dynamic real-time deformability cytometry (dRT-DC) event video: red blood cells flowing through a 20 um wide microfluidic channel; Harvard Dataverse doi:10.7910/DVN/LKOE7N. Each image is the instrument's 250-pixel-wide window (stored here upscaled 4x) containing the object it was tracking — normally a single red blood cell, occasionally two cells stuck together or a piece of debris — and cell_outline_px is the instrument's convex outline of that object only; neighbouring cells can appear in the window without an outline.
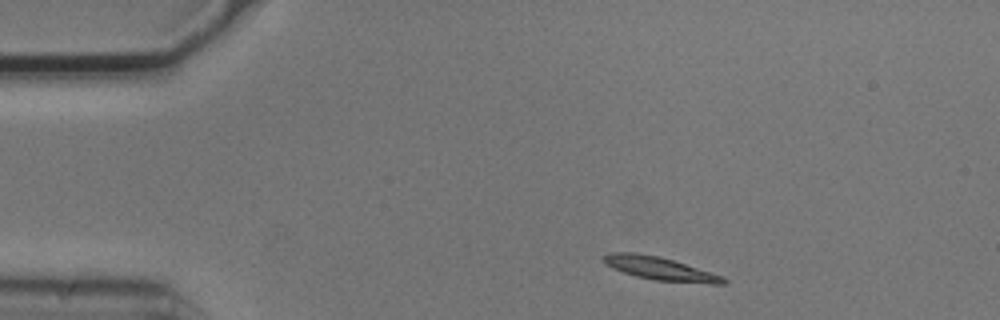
{"species": "common noctule bat (a hibernating species)", "species_latin": "Nyctalus noctula", "temperature_condition": "cold", "stored_images_in_passage": 40, "camera_frame_rate_fps": 3000, "um_per_image_px": 0.085, "animal": {"sex": "male", "body_mass_g": 20.5, "forearm_length_mm": 52.5}, "frame": {"image": 1, "passage_image": 1, "time_ms": 0.0, "image_size_px": [1000, 320], "cell_outline_px": [[728, 280], [724, 284], [712, 284], [656, 280], [636, 276], [612, 268], [604, 260], [604, 256], [612, 252], [636, 252], [656, 256], [672, 260], [720, 276]], "centroid_in_image_um": [56.07, 22.83], "position_along_channel_um": 28.9, "area_um2": 15.55}}
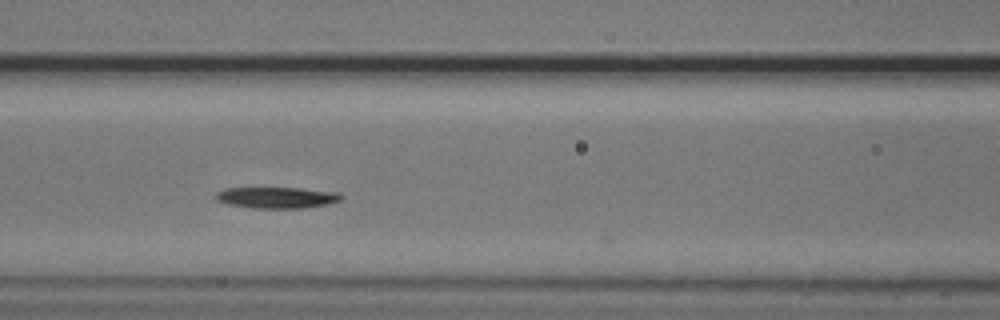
{"frame": {"image": 2, "passage_image": 15, "time_ms": 4.667, "image_size_px": [1000, 320], "cell_outline_px": [[344, 196], [340, 200], [328, 204], [304, 208], [252, 208], [228, 204], [216, 200], [216, 192], [224, 188], [300, 188], [336, 192]], "centroid_in_image_um": [23.52, 16.79], "position_along_channel_um": 143.1, "area_um2": 15.49}}
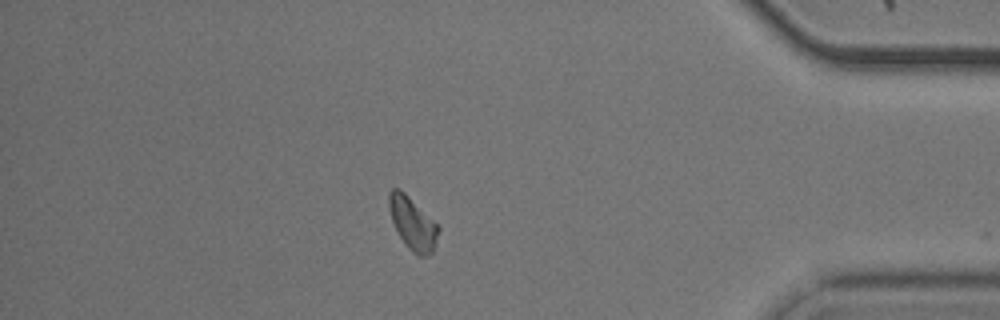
{"frame": {"image": 3, "passage_image": 39, "time_ms": 12.667, "image_size_px": [1000, 320], "cell_outline_px": [[440, 228], [432, 252], [428, 256], [416, 256], [408, 248], [400, 236], [392, 220], [388, 204], [388, 192], [392, 188], [400, 188]], "centroid_in_image_um": [35.05, 18.99], "position_along_channel_um": 400.1, "area_um2": 14.8}}